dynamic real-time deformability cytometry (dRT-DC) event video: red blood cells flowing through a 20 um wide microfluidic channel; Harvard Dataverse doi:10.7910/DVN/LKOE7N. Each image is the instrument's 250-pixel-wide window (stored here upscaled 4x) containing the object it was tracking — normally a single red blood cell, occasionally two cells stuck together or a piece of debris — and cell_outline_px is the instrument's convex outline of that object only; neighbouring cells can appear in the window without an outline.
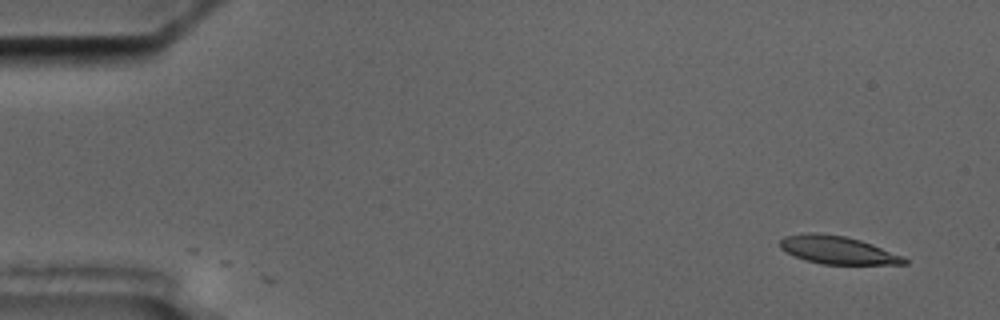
{"species": "common noctule bat (a hibernating species)", "species_latin": "Nyctalus noctula", "temperature_condition": "cold", "stored_images_in_passage": 4, "camera_frame_rate_fps": 3000, "um_per_image_px": 0.085, "animal": {"sex": "male", "body_mass_g": 17.5, "forearm_length_mm": 52.3}, "frame": {"image": 1, "passage_image": 4, "time_ms": 7.333, "image_size_px": [1000, 320], "cell_outline_px": [[908, 264], [824, 264], [804, 260], [780, 248], [780, 240], [784, 236], [808, 232], [816, 232], [844, 236], [860, 240], [872, 244], [904, 256], [908, 260]], "centroid_in_image_um": [71.21, 21.25], "position_along_channel_um": 13.8, "area_um2": 20.17}}